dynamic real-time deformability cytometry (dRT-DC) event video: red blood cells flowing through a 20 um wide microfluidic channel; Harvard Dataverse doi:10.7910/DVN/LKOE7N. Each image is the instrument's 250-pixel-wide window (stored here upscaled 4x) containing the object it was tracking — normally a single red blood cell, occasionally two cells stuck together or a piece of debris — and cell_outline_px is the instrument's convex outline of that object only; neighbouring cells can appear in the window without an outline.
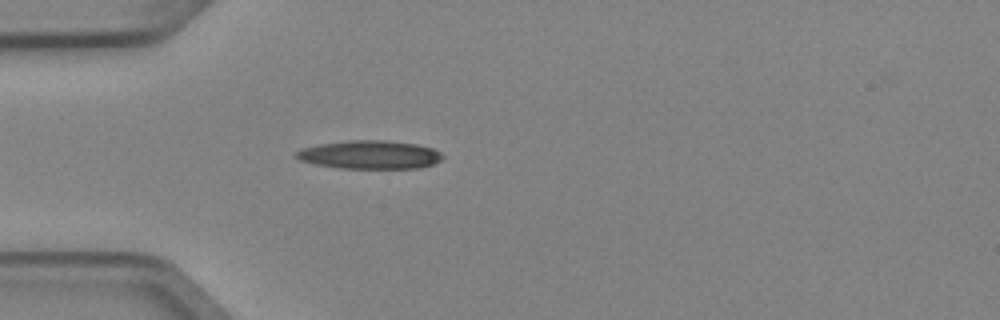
{"species": "Egyptian fruit bat (a non-hibernating species)", "species_latin": "Rousettus aegyptiacus", "temperature_condition": "cold", "stored_images_in_passage": 1, "camera_frame_rate_fps": 3000, "um_per_image_px": 0.085, "animal": {"sex": "female"}, "frame": {"image": 1, "passage_image": 1, "time_ms": 0.0, "image_size_px": [1000, 320], "cell_outline_px": [[444, 156], [440, 160], [432, 164], [420, 168], [340, 168], [316, 164], [300, 160], [292, 156], [296, 152], [304, 148], [320, 144], [348, 140], [388, 140], [416, 144], [432, 148], [440, 152]], "centroid_in_image_um": [31.43, 13.15], "position_along_channel_um": 53.6, "area_um2": 24.16}}